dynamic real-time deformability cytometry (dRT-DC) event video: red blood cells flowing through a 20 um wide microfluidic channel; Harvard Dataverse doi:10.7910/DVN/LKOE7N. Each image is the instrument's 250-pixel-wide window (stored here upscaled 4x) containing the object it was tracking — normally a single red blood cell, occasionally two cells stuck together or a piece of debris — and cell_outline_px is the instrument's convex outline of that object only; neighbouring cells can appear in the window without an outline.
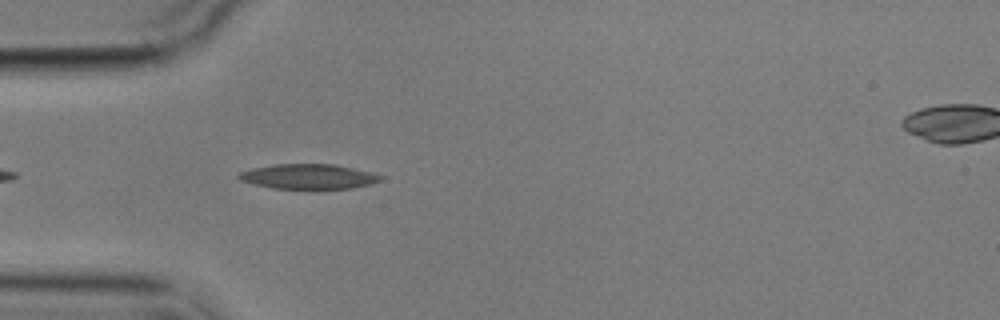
{"species": "common noctule bat (a hibernating species)", "species_latin": "Nyctalus noctula", "temperature_condition": "cold", "stored_images_in_passage": 5, "segment_of_instrument_passage": [1, 2], "camera_frame_rate_fps": 3000, "um_per_image_px": 0.085, "animal": {"sex": "male", "body_mass_g": 17.9}, "frame": {"image": 1, "passage_image": 4, "time_ms": 4.667, "image_size_px": [1000, 320], "cell_outline_px": [[384, 176], [380, 180], [372, 184], [352, 188], [272, 188], [252, 184], [240, 180], [236, 176], [240, 172], [252, 168], [272, 164], [336, 164], [372, 172]], "centroid_in_image_um": [26.22, 14.99], "position_along_channel_um": 58.8, "area_um2": 20.63}}